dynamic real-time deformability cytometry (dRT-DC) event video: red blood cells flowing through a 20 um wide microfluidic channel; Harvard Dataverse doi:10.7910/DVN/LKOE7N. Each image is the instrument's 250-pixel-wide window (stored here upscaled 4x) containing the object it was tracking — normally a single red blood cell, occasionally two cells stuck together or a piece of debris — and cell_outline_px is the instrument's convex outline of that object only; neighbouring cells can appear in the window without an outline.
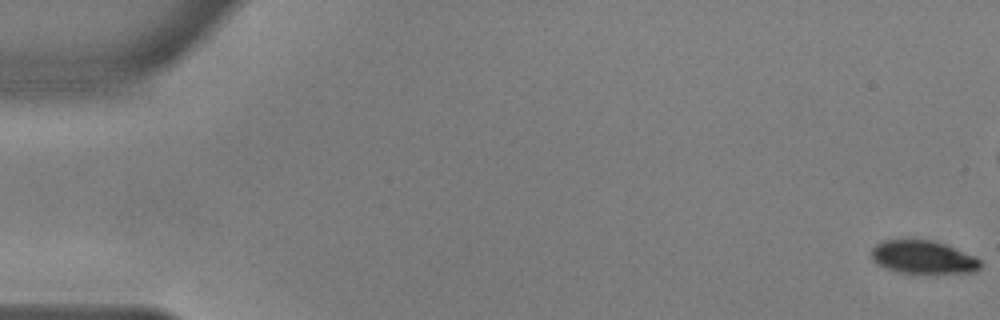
{"species": "common noctule bat (a hibernating species)", "species_latin": "Nyctalus noctula", "temperature_condition": "warm", "stored_images_in_passage": 49, "camera_frame_rate_fps": 3000, "um_per_image_px": 0.085, "animal": {"sex": "male", "body_mass_g": 17.9, "forearm_length_mm": 54.2}, "frame": {"image": 1, "passage_image": 1, "time_ms": 0.0, "image_size_px": [1000, 320], "cell_outline_px": [[984, 264], [976, 272], [936, 276], [896, 272], [884, 268], [876, 264], [872, 260], [872, 248], [876, 244], [884, 240], [908, 236], [936, 240], [976, 256]], "centroid_in_image_um": [78.5, 21.87], "position_along_channel_um": 6.5, "area_um2": 23.0}}
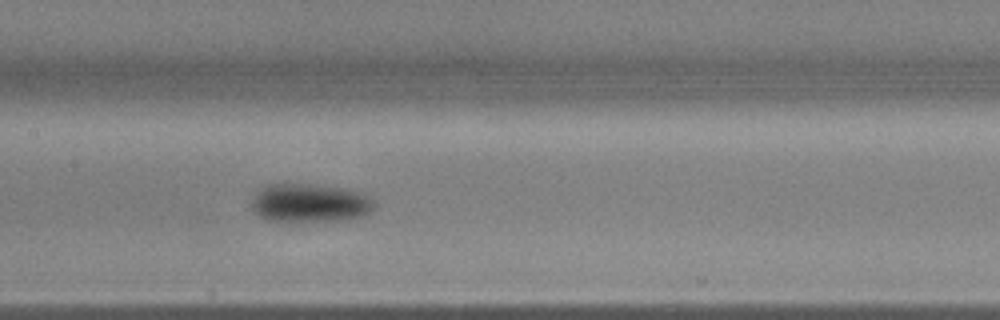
{"frame": {"image": 2, "passage_image": 28, "time_ms": 9.0, "image_size_px": [1000, 320], "cell_outline_px": [[376, 204], [372, 212], [364, 216], [348, 220], [268, 220], [260, 216], [252, 208], [252, 200], [260, 188], [268, 184], [308, 184], [344, 188], [360, 192], [372, 200]], "centroid_in_image_um": [26.38, 17.24], "position_along_channel_um": 181.0, "area_um2": 27.28}}
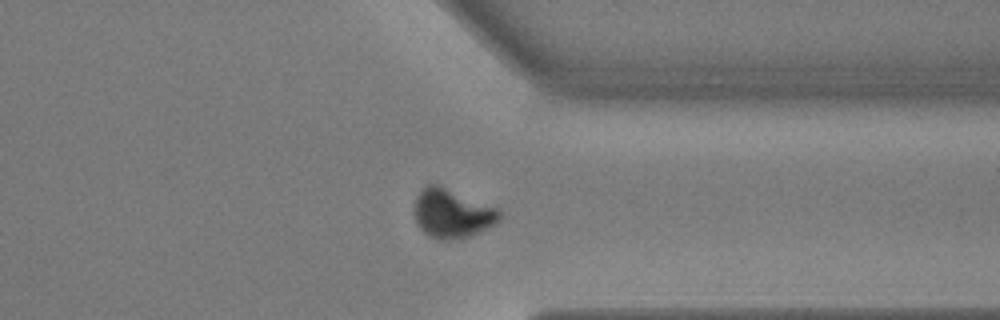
{"frame": {"image": 3, "passage_image": 44, "time_ms": 14.333, "image_size_px": [1000, 320], "cell_outline_px": [[500, 220], [488, 228], [468, 236], [448, 240], [440, 240], [428, 236], [416, 224], [412, 212], [412, 204], [420, 188], [424, 184], [436, 184], [500, 208]], "centroid_in_image_um": [38.36, 18.12], "position_along_channel_um": 373.0, "area_um2": 24.8}, "authors_computed_cell_mechanics": {"area_um2": 25.143, "velocity_mm_per_s": 3.642, "shape_relaxation_time_tau1_ms": 3.8326, "shape_relaxation_time_tau2_ms": null, "deformation_change_tau1": 0.1445, "deformation_change_tau2": null}}